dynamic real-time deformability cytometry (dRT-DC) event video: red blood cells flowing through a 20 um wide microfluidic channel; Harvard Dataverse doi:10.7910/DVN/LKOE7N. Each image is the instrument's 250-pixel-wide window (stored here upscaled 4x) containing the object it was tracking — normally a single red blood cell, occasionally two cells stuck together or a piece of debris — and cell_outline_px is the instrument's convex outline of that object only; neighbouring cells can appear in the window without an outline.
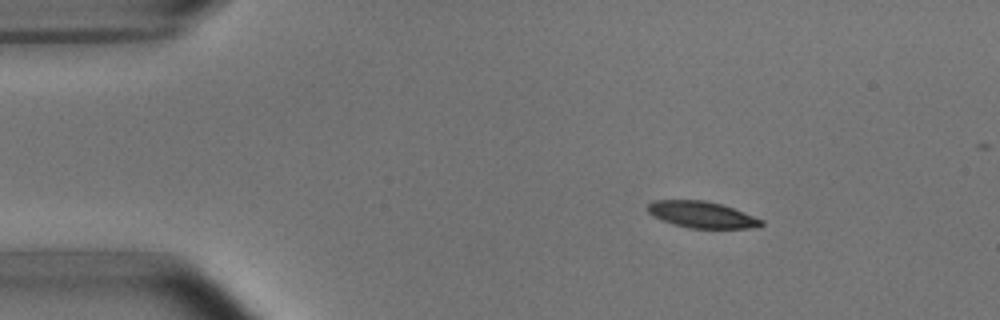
{"species": "common noctule bat (a hibernating species)", "species_latin": "Nyctalus noctula", "temperature_condition": "room temperature", "stored_images_in_passage": 3, "camera_frame_rate_fps": 3000, "um_per_image_px": 0.085, "animal": {"sex": "male", "body_mass_g": 15.6}, "frame": {"image": 1, "passage_image": 1, "time_ms": 0.0, "image_size_px": [1000, 320], "cell_outline_px": [[764, 224], [752, 228], [688, 228], [672, 224], [652, 216], [648, 212], [648, 204], [652, 200], [704, 200], [720, 204], [744, 212], [764, 220]], "centroid_in_image_um": [59.63, 18.25], "position_along_channel_um": 25.4, "area_um2": 17.51}}